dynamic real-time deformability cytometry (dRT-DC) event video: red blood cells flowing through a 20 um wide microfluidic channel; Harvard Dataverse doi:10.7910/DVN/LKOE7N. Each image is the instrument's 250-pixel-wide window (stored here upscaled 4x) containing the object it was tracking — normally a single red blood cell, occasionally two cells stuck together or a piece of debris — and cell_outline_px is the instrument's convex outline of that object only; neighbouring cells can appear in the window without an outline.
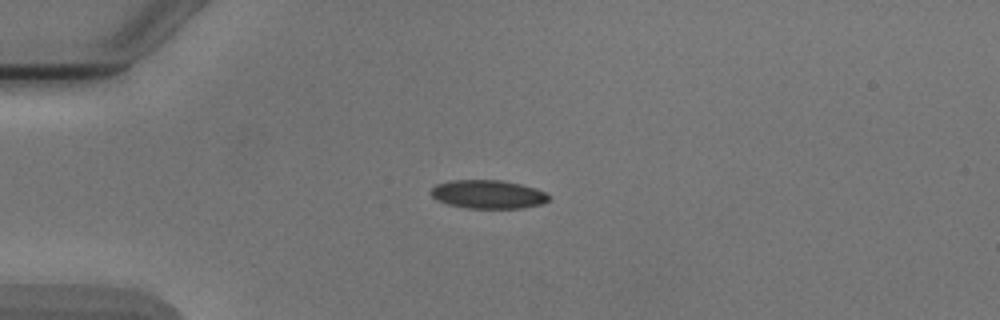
{"species": "Egyptian fruit bat (a non-hibernating species)", "species_latin": "Rousettus aegyptiacus", "temperature_condition": "cold", "stored_images_in_passage": 6, "camera_frame_rate_fps": 3000, "um_per_image_px": 0.085, "animal": {"sex": "male"}, "frame": {"image": 1, "passage_image": 3, "time_ms": 2.667, "image_size_px": [1000, 320], "cell_outline_px": [[548, 200], [540, 204], [520, 208], [468, 208], [448, 204], [436, 200], [432, 196], [432, 188], [436, 184], [452, 180], [500, 180], [520, 184], [536, 188], [544, 192], [548, 196]], "centroid_in_image_um": [41.46, 16.51], "position_along_channel_um": 43.5, "area_um2": 19.36}}
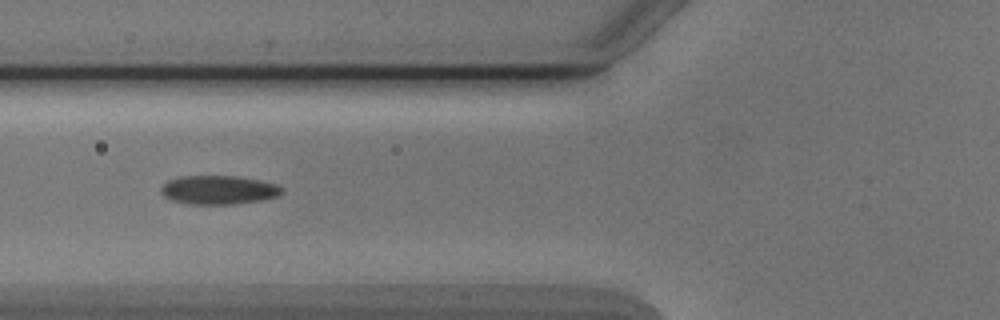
{"frame": {"image": 2, "passage_image": 5, "time_ms": 5.0, "image_size_px": [1000, 320], "cell_outline_px": [[284, 188], [276, 196], [260, 200], [232, 204], [188, 204], [172, 200], [164, 196], [160, 192], [160, 188], [168, 180], [180, 176], [236, 176], [276, 184]], "centroid_in_image_um": [18.52, 16.14], "position_along_channel_um": 107.3, "area_um2": 20.06}}
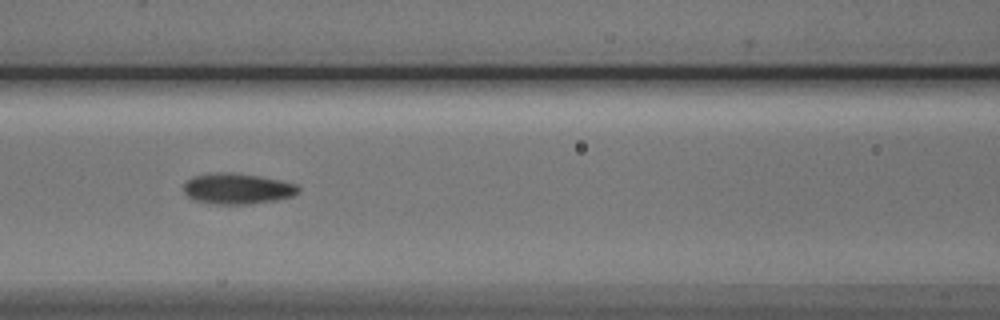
{"frame": {"image": 3, "passage_image": 6, "time_ms": 6.0, "image_size_px": [1000, 320], "cell_outline_px": [[300, 192], [292, 196], [276, 200], [248, 204], [216, 204], [196, 200], [188, 196], [184, 192], [184, 184], [192, 176], [220, 172], [232, 172], [260, 176], [296, 184], [300, 188]], "centroid_in_image_um": [20.19, 16.03], "position_along_channel_um": 146.4, "area_um2": 20.46}}